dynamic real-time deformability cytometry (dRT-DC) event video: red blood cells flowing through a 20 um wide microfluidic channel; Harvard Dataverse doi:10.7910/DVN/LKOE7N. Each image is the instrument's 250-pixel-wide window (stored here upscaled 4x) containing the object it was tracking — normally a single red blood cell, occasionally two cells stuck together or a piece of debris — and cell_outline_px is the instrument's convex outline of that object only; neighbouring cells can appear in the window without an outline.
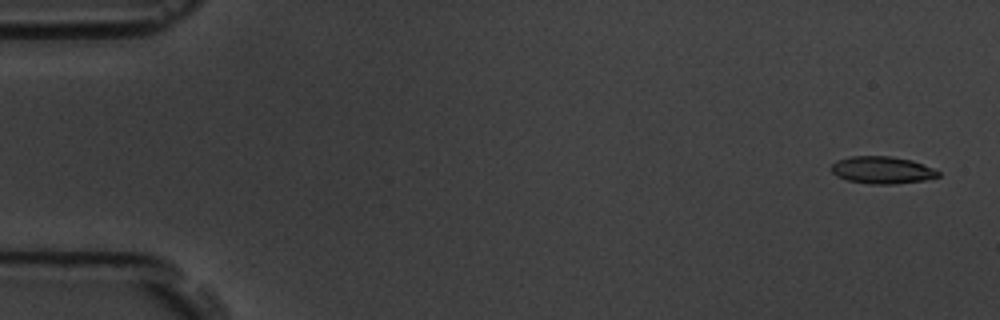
{"species": "common noctule bat (a hibernating species)", "species_latin": "Nyctalus noctula", "temperature_condition": "room temperature", "stored_images_in_passage": 5, "camera_frame_rate_fps": 3000, "um_per_image_px": 0.085, "animal": {"sex": "male", "body_mass_g": 19.5, "forearm_length_mm": 54.6}, "frame": {"image": 1, "passage_image": 1, "time_ms": 0.0, "image_size_px": [1000, 320], "cell_outline_px": [[940, 176], [924, 180], [892, 184], [872, 184], [848, 180], [836, 176], [832, 172], [832, 164], [836, 160], [852, 156], [892, 156], [912, 160], [932, 168], [940, 172]], "centroid_in_image_um": [74.97, 14.45], "position_along_channel_um": 10.0, "area_um2": 16.88}}
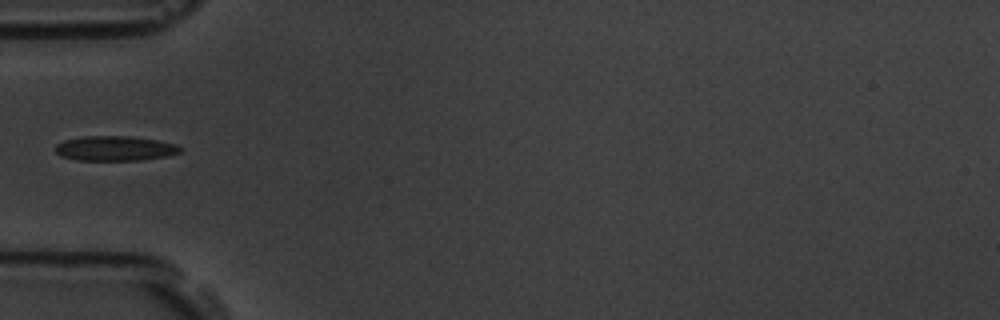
{"frame": {"image": 2, "passage_image": 5, "time_ms": 5.667, "image_size_px": [1000, 320], "cell_outline_px": [[180, 152], [168, 156], [144, 160], [76, 160], [60, 156], [56, 152], [56, 144], [64, 140], [84, 136], [128, 136], [156, 140], [176, 144], [180, 148]], "centroid_in_image_um": [9.75, 12.62], "position_along_channel_um": 75.2, "area_um2": 18.03}}